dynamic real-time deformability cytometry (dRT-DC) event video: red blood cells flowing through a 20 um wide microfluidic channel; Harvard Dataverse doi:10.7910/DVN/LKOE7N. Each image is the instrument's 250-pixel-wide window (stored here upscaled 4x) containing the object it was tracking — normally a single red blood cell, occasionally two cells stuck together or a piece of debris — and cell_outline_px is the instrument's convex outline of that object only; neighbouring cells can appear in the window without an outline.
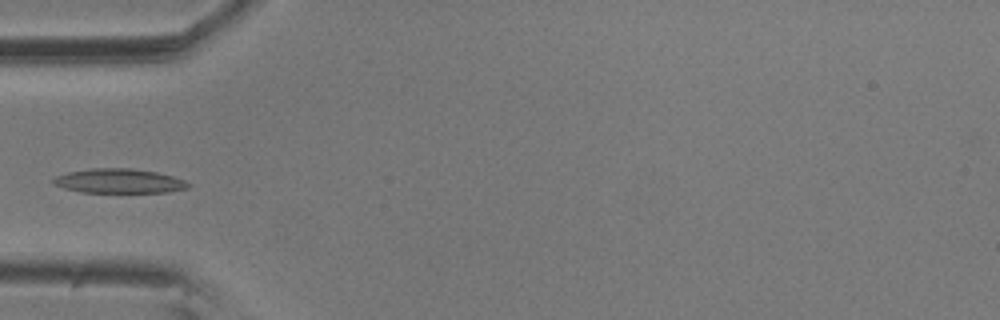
{"species": "common noctule bat (a hibernating species)", "species_latin": "Nyctalus noctula", "temperature_condition": "room temperature", "stored_images_in_passage": 15, "camera_frame_rate_fps": 3000, "um_per_image_px": 0.085, "animal": {"sex": "male", "body_mass_g": 20.5, "forearm_length_mm": 52.5}, "frame": {"image": 1, "passage_image": 5, "time_ms": 1.333, "image_size_px": [1000, 320], "cell_outline_px": [[192, 184], [188, 188], [168, 192], [80, 192], [64, 188], [52, 184], [52, 180], [56, 176], [68, 172], [92, 168], [132, 168], [156, 172], [172, 176], [184, 180]], "centroid_in_image_um": [10.12, 15.38], "position_along_channel_um": 74.9, "area_um2": 19.19}}
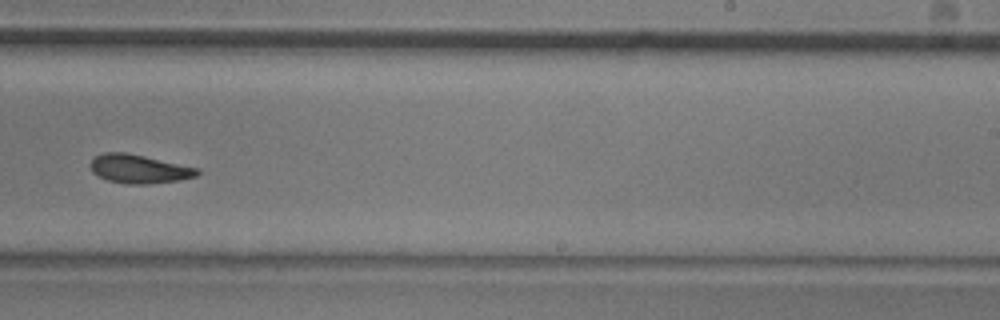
{"frame": {"image": 2, "passage_image": 10, "time_ms": 3.0, "image_size_px": [1000, 320], "cell_outline_px": [[200, 172], [196, 176], [176, 180], [152, 184], [124, 184], [108, 180], [92, 172], [88, 164], [96, 156], [104, 152], [124, 152], [144, 156], [200, 168]], "centroid_in_image_um": [11.8, 14.36], "position_along_channel_um": 277.2, "area_um2": 17.86}}
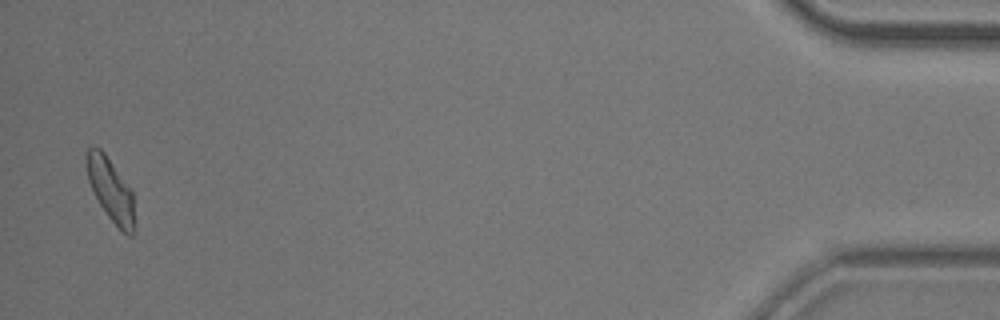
{"frame": {"image": 3, "passage_image": 15, "time_ms": 4.667, "image_size_px": [1000, 320], "cell_outline_px": [[132, 236], [128, 236], [108, 216], [100, 204], [88, 180], [88, 148], [92, 144], [100, 148], [104, 152], [132, 192]], "centroid_in_image_um": [9.38, 16.08], "position_along_channel_um": 425.8, "area_um2": 16.47}}